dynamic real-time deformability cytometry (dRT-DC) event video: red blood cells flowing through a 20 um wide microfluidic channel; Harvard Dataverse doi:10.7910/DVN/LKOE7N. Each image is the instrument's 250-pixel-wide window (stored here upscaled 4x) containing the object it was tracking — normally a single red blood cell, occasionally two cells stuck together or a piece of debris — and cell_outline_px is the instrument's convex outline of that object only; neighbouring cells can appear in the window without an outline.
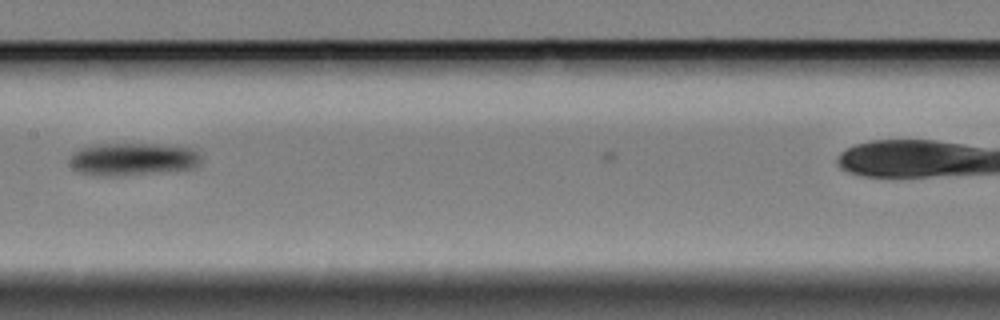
{"species": "Egyptian fruit bat (a non-hibernating species)", "species_latin": "Rousettus aegyptiacus", "temperature_condition": "cold", "stored_images_in_passage": 10, "camera_frame_rate_fps": 3000, "um_per_image_px": 0.085, "animal": {"sex": "female"}, "frame": {"image": 1, "passage_image": 9, "time_ms": 2.667, "image_size_px": [1000, 320], "cell_outline_px": [[200, 164], [192, 168], [160, 172], [120, 176], [92, 176], [80, 172], [72, 168], [68, 160], [72, 152], [80, 148], [92, 144], [156, 144], [192, 148], [200, 156]], "centroid_in_image_um": [11.21, 13.53], "position_along_channel_um": 196.2, "area_um2": 25.26}}